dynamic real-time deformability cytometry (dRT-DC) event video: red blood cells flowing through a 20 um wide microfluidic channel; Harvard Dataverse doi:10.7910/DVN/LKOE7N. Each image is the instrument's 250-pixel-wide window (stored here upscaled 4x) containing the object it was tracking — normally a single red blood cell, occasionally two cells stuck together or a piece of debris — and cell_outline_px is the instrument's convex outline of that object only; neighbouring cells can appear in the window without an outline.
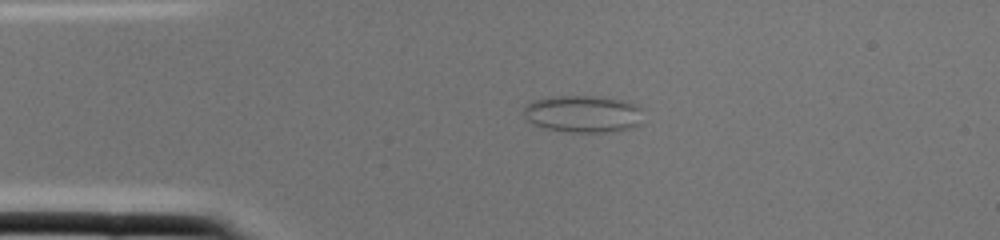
{"species": "common noctule bat (a hibernating species)", "species_latin": "Nyctalus noctula", "temperature_condition": "cold", "stored_images_in_passage": 1, "camera_frame_rate_fps": 3000, "um_per_image_px": 0.085, "animal": {"sex": "female", "body_mass_g": 22.0, "forearm_length_mm": 56.7}, "frame": {"image": 1, "passage_image": 1, "time_ms": 0.0, "image_size_px": [1000, 240], "cell_outline_px": [[644, 124], [632, 128], [604, 132], [564, 132], [544, 128], [528, 120], [524, 116], [524, 108], [532, 100], [556, 96], [600, 96], [620, 100], [632, 104], [640, 108]], "centroid_in_image_um": [49.58, 9.69], "position_along_channel_um": 35.4, "area_um2": 25.89}}